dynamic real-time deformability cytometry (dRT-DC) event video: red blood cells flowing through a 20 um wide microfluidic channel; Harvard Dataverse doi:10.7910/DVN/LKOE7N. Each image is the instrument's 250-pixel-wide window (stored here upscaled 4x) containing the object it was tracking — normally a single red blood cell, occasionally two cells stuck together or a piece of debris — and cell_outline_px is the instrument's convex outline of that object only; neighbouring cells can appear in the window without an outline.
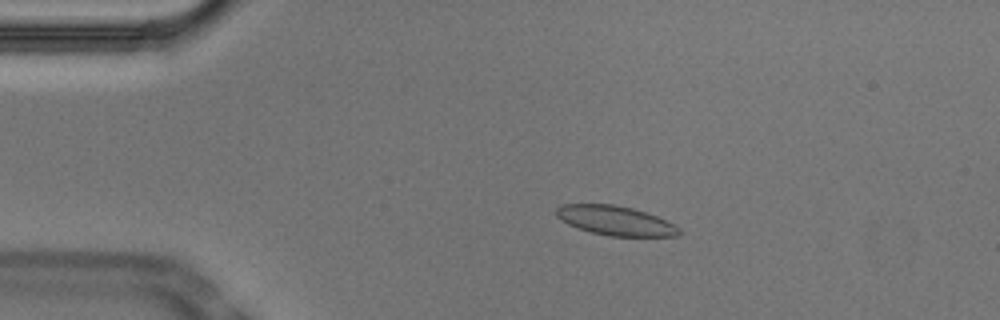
{"species": "Egyptian fruit bat (a non-hibernating species)", "species_latin": "Rousettus aegyptiacus", "temperature_condition": "cold", "stored_images_in_passage": 54, "camera_frame_rate_fps": 3000, "um_per_image_px": 0.085, "animal": {"sex": "male"}, "frame": {"image": 1, "passage_image": 11, "time_ms": 3.333, "image_size_px": [1000, 320], "cell_outline_px": [[680, 236], [608, 236], [592, 232], [568, 224], [560, 220], [556, 216], [556, 208], [560, 204], [612, 204], [632, 208], [656, 216], [680, 228]], "centroid_in_image_um": [52.28, 18.75], "position_along_channel_um": 32.7, "area_um2": 20.87}}
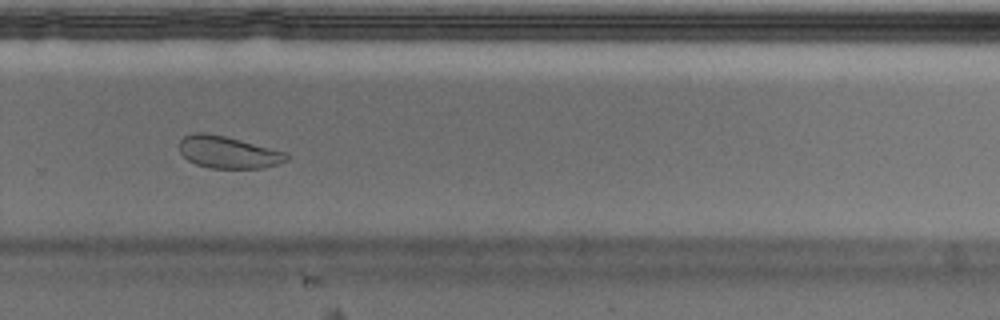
{"frame": {"image": 2, "passage_image": 37, "time_ms": 12.0, "image_size_px": [1000, 320], "cell_outline_px": [[288, 160], [264, 168], [208, 168], [196, 164], [188, 160], [180, 152], [180, 140], [184, 136], [196, 132], [204, 132], [224, 136], [288, 152]], "centroid_in_image_um": [19.4, 12.94], "position_along_channel_um": 310.4, "area_um2": 20.0}}
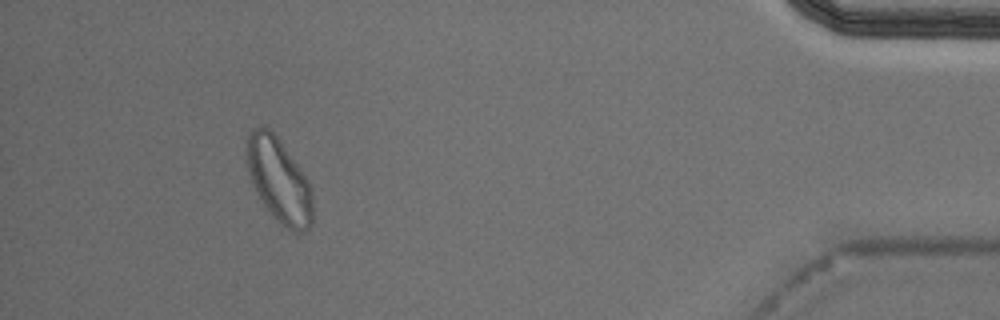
{"frame": {"image": 3, "passage_image": 50, "time_ms": 16.333, "image_size_px": [1000, 320], "cell_outline_px": [[312, 224], [304, 232], [296, 232], [288, 228], [276, 220], [272, 216], [260, 200], [252, 184], [248, 172], [248, 136], [252, 128], [264, 124], [280, 140], [308, 180], [312, 188]], "centroid_in_image_um": [23.72, 15.34], "position_along_channel_um": 411.5, "area_um2": 32.19}, "authors_computed_cell_mechanics": {"area_um2": 21.5016, "velocity_mm_per_s": 3.6995, "shape_relaxation_time_tau1_ms": 4.1403, "shape_relaxation_time_tau2_ms": 3.0691, "deformation_change_tau1": 0.077, "deformation_change_tau2": 0.0648}}